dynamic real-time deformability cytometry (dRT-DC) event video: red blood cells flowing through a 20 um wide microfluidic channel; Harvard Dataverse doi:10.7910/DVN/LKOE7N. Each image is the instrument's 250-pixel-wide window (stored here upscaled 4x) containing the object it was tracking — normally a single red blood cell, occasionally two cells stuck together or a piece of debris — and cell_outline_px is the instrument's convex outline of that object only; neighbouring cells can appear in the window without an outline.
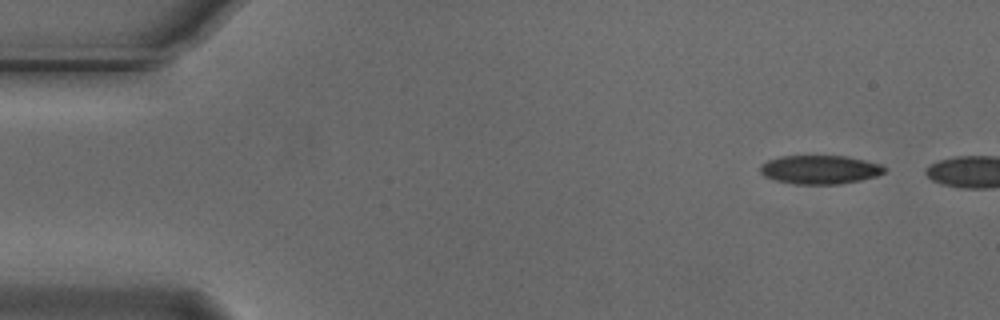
{"species": "Egyptian fruit bat (a non-hibernating species)", "species_latin": "Rousettus aegyptiacus", "temperature_condition": "cold", "stored_images_in_passage": 5, "camera_frame_rate_fps": 3000, "um_per_image_px": 0.085, "animal": {"sex": "male"}, "frame": {"image": 1, "passage_image": 1, "time_ms": 0.0, "image_size_px": [1000, 320], "cell_outline_px": [[888, 168], [884, 172], [876, 176], [860, 180], [840, 184], [792, 184], [776, 180], [764, 176], [760, 172], [760, 164], [768, 160], [780, 156], [848, 156], [880, 164]], "centroid_in_image_um": [69.68, 14.41], "position_along_channel_um": 15.3, "area_um2": 20.87}}